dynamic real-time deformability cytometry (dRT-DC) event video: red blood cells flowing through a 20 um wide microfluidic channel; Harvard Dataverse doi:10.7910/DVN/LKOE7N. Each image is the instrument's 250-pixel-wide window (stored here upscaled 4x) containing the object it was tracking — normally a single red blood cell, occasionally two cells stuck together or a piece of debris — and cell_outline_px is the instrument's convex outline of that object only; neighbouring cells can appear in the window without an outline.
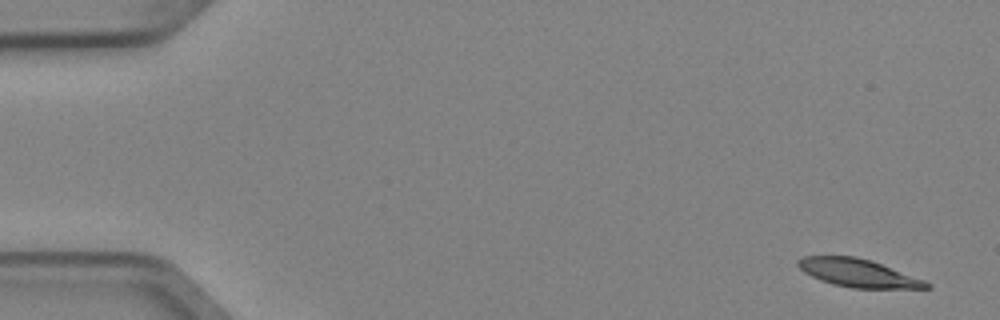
{"species": "Egyptian fruit bat (a non-hibernating species)", "species_latin": "Rousettus aegyptiacus", "temperature_condition": "cold", "stored_images_in_passage": 6, "camera_frame_rate_fps": 3000, "um_per_image_px": 0.085, "animal": {"sex": "female"}, "frame": {"image": 1, "passage_image": 1, "time_ms": 0.0, "image_size_px": [1000, 320], "cell_outline_px": [[932, 288], [852, 288], [832, 284], [820, 280], [804, 272], [796, 264], [796, 260], [804, 256], [856, 256], [872, 260], [924, 280], [932, 284]], "centroid_in_image_um": [72.93, 23.2], "position_along_channel_um": 12.1, "area_um2": 20.98}}
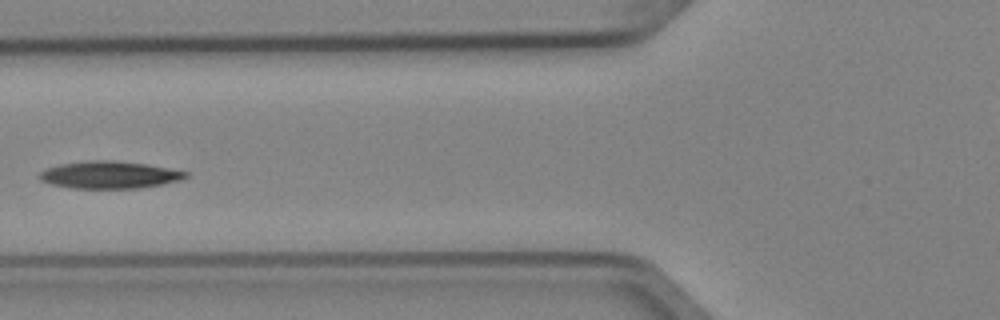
{"frame": {"image": 2, "passage_image": 6, "time_ms": 1.667, "image_size_px": [1000, 320], "cell_outline_px": [[188, 176], [180, 180], [164, 184], [140, 188], [72, 188], [52, 184], [40, 180], [36, 176], [40, 172], [48, 168], [60, 164], [88, 160], [112, 160], [148, 164], [188, 172]], "centroid_in_image_um": [9.3, 14.86], "position_along_channel_um": 116.5, "area_um2": 23.29}}